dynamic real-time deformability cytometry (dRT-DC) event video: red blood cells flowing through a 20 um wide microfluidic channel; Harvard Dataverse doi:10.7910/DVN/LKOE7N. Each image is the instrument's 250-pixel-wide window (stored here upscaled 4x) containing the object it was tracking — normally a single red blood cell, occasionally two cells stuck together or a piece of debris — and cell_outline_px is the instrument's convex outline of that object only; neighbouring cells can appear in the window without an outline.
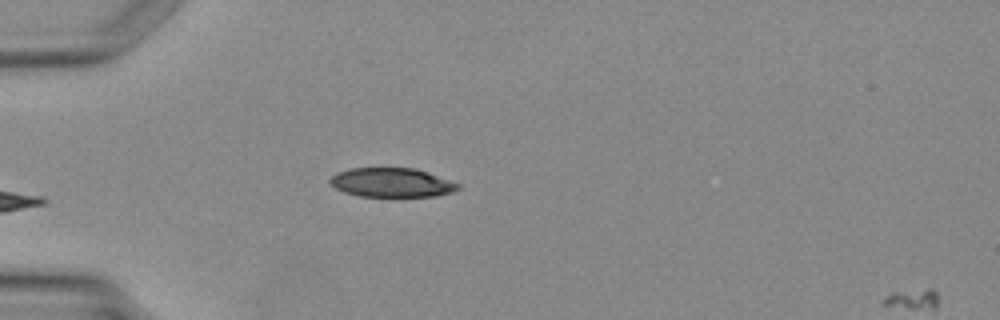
{"species": "Egyptian fruit bat (a non-hibernating species)", "species_latin": "Rousettus aegyptiacus", "temperature_condition": "warm", "stored_images_in_passage": 4, "camera_frame_rate_fps": 3000, "um_per_image_px": 0.085, "animal": {"sex": "female"}, "frame": {"image": 1, "passage_image": 3, "time_ms": 3.667, "image_size_px": [1000, 320], "cell_outline_px": [[460, 188], [452, 192], [436, 196], [360, 196], [344, 192], [336, 188], [328, 180], [336, 172], [348, 168], [412, 168], [460, 184]], "centroid_in_image_um": [33.25, 15.52], "position_along_channel_um": 51.8, "area_um2": 21.44}}